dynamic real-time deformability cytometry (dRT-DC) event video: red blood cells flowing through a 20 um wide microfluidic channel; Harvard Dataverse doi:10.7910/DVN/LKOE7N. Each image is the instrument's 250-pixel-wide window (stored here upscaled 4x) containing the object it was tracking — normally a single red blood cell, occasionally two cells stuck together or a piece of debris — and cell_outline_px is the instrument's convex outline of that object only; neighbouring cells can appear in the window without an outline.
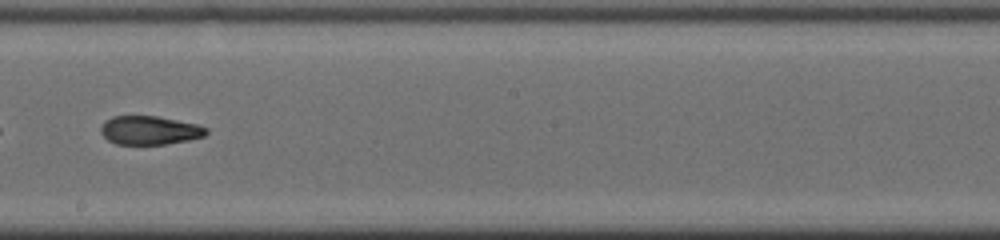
{"species": "common noctule bat (a hibernating species)", "species_latin": "Nyctalus noctula", "temperature_condition": "cold", "stored_images_in_passage": 34, "camera_frame_rate_fps": 3000, "um_per_image_px": 0.085, "animal": {"sex": "male", "body_mass_g": 19.0, "forearm_length_mm": 50.8}, "frame": {"image": 1, "passage_image": 15, "time_ms": 4.667, "image_size_px": [1000, 240], "cell_outline_px": [[208, 132], [204, 136], [188, 140], [164, 144], [116, 144], [108, 140], [100, 132], [100, 128], [104, 120], [112, 116], [156, 116], [196, 124], [208, 128]], "centroid_in_image_um": [12.69, 11.07], "position_along_channel_um": 235.5, "area_um2": 17.57}, "authors_computed_cell_mechanics": {"area_um2": 18.6116, "velocity_mm_per_s": 3.9425, "shape_relaxation_time_tau1_ms": null, "shape_relaxation_time_tau2_ms": 2.8761, "deformation_change_tau1": null, "deformation_change_tau2": 0.0942}}